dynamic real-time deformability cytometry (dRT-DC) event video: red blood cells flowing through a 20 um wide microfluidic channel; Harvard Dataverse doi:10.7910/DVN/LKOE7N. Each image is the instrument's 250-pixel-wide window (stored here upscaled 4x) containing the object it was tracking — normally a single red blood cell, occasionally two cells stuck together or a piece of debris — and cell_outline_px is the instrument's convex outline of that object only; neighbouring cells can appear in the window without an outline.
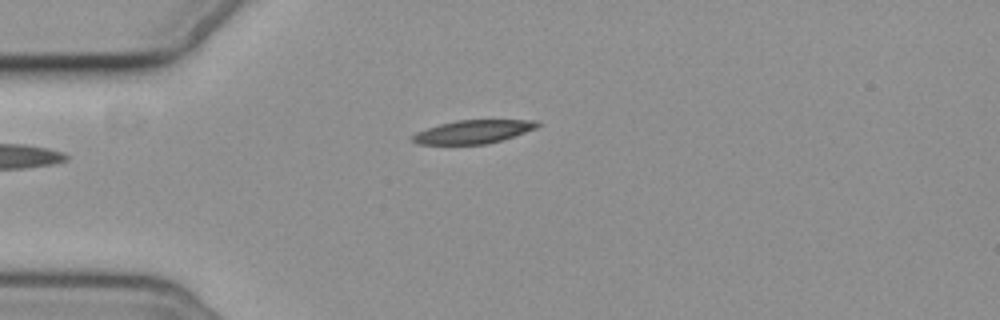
{"species": "common noctule bat (a hibernating species)", "species_latin": "Nyctalus noctula", "temperature_condition": "cold", "stored_images_in_passage": 3, "camera_frame_rate_fps": 3000, "um_per_image_px": 0.085, "animal": {"sex": "female", "body_mass_g": 19.3, "forearm_length_mm": 54.1}, "frame": {"image": 1, "passage_image": 3, "time_ms": 2.333, "image_size_px": [1000, 320], "cell_outline_px": [[540, 124], [536, 128], [488, 144], [416, 144], [412, 140], [412, 136], [416, 132], [440, 124], [456, 120], [540, 120]], "centroid_in_image_um": [40.21, 11.19], "position_along_channel_um": 44.8, "area_um2": 16.82}}